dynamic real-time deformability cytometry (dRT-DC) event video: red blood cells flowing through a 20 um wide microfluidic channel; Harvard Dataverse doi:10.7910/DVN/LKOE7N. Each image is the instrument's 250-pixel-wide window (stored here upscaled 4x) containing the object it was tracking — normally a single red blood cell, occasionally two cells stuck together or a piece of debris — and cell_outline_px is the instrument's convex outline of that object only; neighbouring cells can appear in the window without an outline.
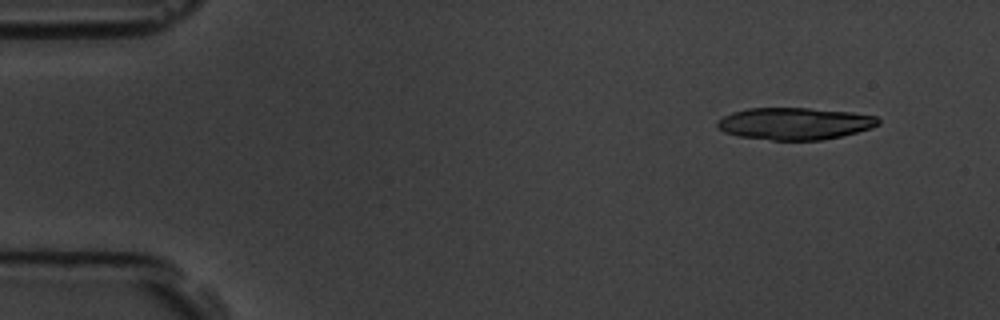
{"species": "common noctule bat (a hibernating species)", "species_latin": "Nyctalus noctula", "temperature_condition": "room temperature", "stored_images_in_passage": 5, "camera_frame_rate_fps": 3000, "um_per_image_px": 0.085, "animal": {"sex": "male", "body_mass_g": 19.5, "forearm_length_mm": 54.6}, "frame": {"image": 1, "passage_image": 2, "time_ms": 1.0, "image_size_px": [1000, 320], "cell_outline_px": [[880, 124], [872, 128], [824, 140], [772, 140], [740, 136], [724, 132], [716, 128], [716, 124], [724, 116], [732, 112], [748, 108], [808, 108], [852, 112], [876, 116], [880, 120]], "centroid_in_image_um": [67.56, 10.5], "position_along_channel_um": 17.4, "area_um2": 30.06}}